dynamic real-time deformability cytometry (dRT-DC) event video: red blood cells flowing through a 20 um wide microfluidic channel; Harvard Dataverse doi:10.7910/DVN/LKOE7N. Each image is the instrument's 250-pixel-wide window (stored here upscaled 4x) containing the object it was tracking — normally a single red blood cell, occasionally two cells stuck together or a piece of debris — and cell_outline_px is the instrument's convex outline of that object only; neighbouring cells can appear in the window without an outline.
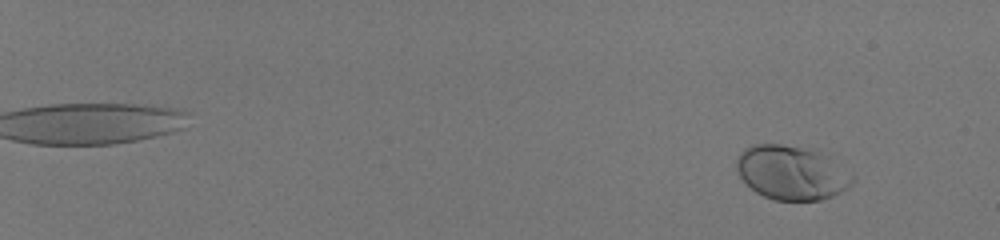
{"species": "human", "species_latin": "Homo sapiens", "temperature_condition": "room temperature", "stored_images_in_passage": 59, "camera_frame_rate_fps": 3000, "um_per_image_px": 0.085, "donor": {"sex": "male"}, "frame": {"image": 1, "passage_image": 7, "time_ms": 2.0, "image_size_px": [1000, 240], "cell_outline_px": [[856, 180], [848, 188], [832, 196], [820, 200], [776, 200], [764, 196], [756, 192], [740, 176], [736, 168], [736, 156], [744, 148], [752, 144], [780, 144], [800, 148], [816, 152], [828, 156], [852, 176]], "centroid_in_image_um": [67.25, 14.68], "position_along_channel_um": 17.8, "area_um2": 36.13}}
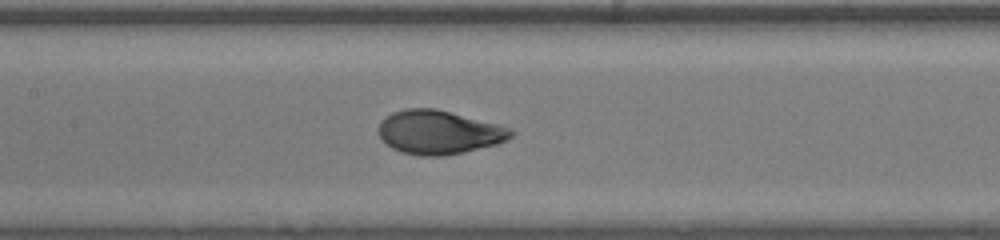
{"frame": {"image": 2, "passage_image": 36, "time_ms": 11.667, "image_size_px": [1000, 240], "cell_outline_px": [[516, 132], [512, 136], [496, 144], [464, 152], [444, 156], [420, 156], [400, 152], [392, 148], [380, 140], [380, 120], [392, 112], [404, 108], [436, 108], [500, 124], [512, 128]], "centroid_in_image_um": [37.3, 11.23], "position_along_channel_um": 170.1, "area_um2": 34.1}}
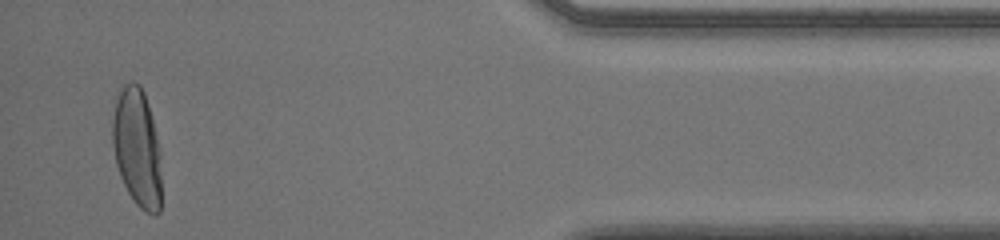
{"frame": {"image": 3, "passage_image": 58, "time_ms": 19.0, "image_size_px": [1000, 240], "cell_outline_px": [[160, 212], [156, 216], [144, 212], [136, 204], [128, 192], [120, 176], [116, 164], [112, 144], [112, 120], [116, 100], [124, 84], [140, 84], [144, 92], [148, 104], [152, 120], [156, 140], [160, 176]], "centroid_in_image_um": [11.62, 12.61], "position_along_channel_um": 423.6, "area_um2": 33.06}, "authors_computed_cell_mechanics": {"area_um2": 33.813, "velocity_mm_per_s": 3.986, "shape_relaxation_time_tau1_ms": 3.2273, "shape_relaxation_time_tau2_ms": null, "deformation_change_tau1": 0.1878, "deformation_change_tau2": null}}